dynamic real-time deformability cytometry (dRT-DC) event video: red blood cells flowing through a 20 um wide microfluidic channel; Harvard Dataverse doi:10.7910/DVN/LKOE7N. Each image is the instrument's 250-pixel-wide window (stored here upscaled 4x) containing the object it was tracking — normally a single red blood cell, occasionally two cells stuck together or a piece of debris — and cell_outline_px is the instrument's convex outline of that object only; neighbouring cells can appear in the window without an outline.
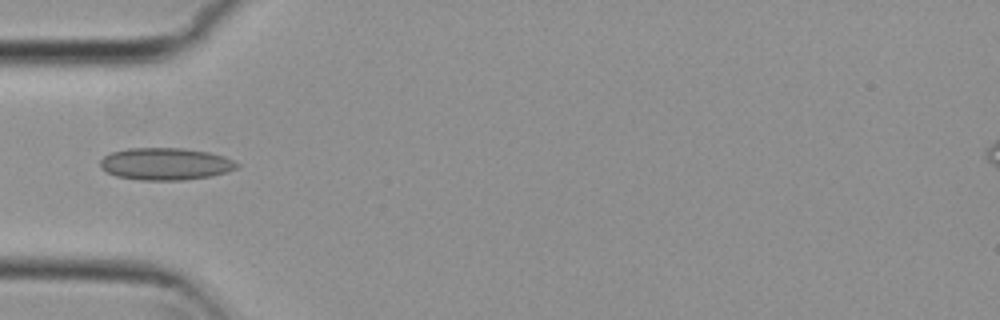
{"species": "common noctule bat (a hibernating species)", "species_latin": "Nyctalus noctula", "temperature_condition": "cold", "stored_images_in_passage": 5, "camera_frame_rate_fps": 3000, "um_per_image_px": 0.085, "animal": {"sex": "female", "body_mass_g": 29.2, "forearm_length_mm": 56.3}, "frame": {"image": 1, "passage_image": 5, "time_ms": 1.333, "image_size_px": [1000, 320], "cell_outline_px": [[240, 164], [236, 168], [228, 172], [212, 176], [184, 180], [140, 180], [116, 176], [100, 168], [100, 160], [104, 156], [112, 152], [128, 148], [184, 148], [208, 152], [224, 156]], "centroid_in_image_um": [14.07, 13.93], "position_along_channel_um": 70.9, "area_um2": 25.72}}